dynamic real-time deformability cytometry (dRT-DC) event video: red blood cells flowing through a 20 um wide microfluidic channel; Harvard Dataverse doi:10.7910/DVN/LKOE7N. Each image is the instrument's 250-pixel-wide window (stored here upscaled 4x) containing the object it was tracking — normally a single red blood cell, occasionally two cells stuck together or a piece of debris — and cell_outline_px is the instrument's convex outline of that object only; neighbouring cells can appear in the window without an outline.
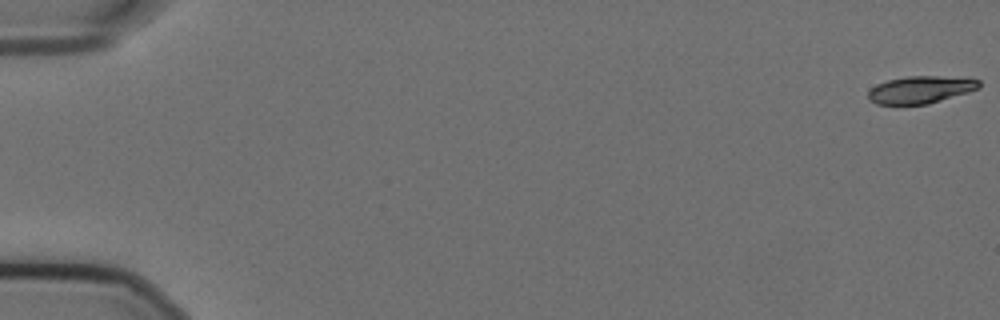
{"species": "Egyptian fruit bat (a non-hibernating species)", "species_latin": "Rousettus aegyptiacus", "temperature_condition": "cold", "stored_images_in_passage": 58, "camera_frame_rate_fps": 3000, "um_per_image_px": 0.085, "animal": {"sex": "female"}, "frame": {"image": 1, "passage_image": 1, "time_ms": 0.0, "image_size_px": [1000, 320], "cell_outline_px": [[980, 88], [968, 92], [928, 104], [876, 104], [868, 100], [868, 92], [876, 84], [888, 80], [908, 76], [940, 76], [980, 80]], "centroid_in_image_um": [78.22, 7.62], "position_along_channel_um": 6.8, "area_um2": 17.51}}
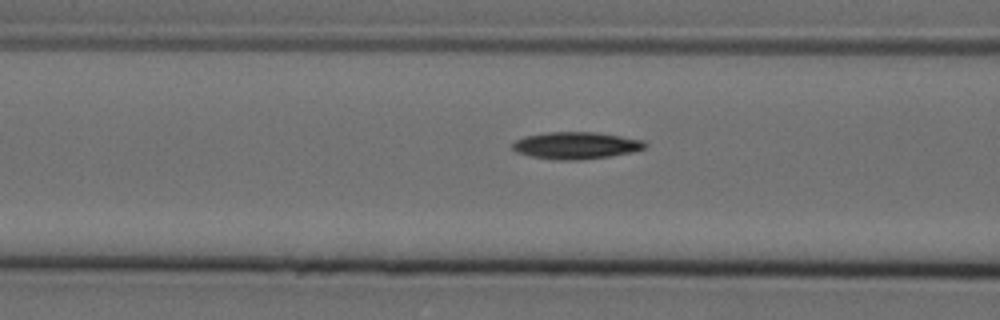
{"frame": {"image": 2, "passage_image": 24, "time_ms": 7.667, "image_size_px": [1000, 320], "cell_outline_px": [[648, 144], [644, 148], [632, 152], [608, 156], [580, 160], [556, 160], [532, 156], [516, 152], [512, 148], [512, 144], [516, 140], [524, 136], [548, 132], [596, 132], [644, 140]], "centroid_in_image_um": [48.95, 12.36], "position_along_channel_um": 117.6, "area_um2": 20.81}}
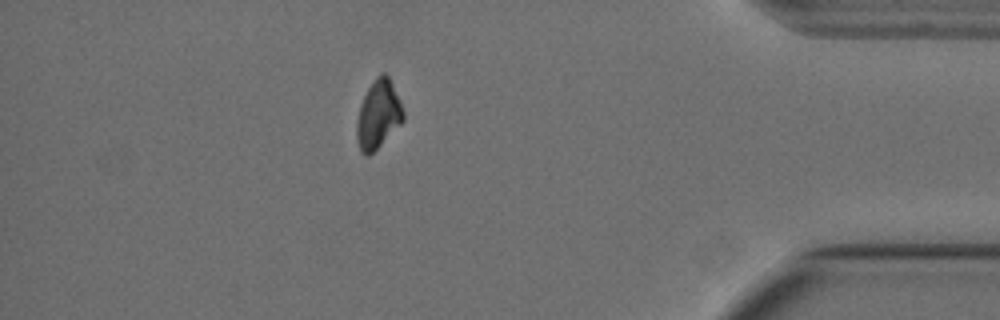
{"frame": {"image": 3, "passage_image": 51, "time_ms": 16.667, "image_size_px": [1000, 320], "cell_outline_px": [[404, 120], [368, 156], [364, 156], [360, 152], [356, 140], [356, 120], [360, 104], [368, 88], [376, 76], [380, 72], [384, 72], [388, 76], [400, 100], [404, 112]], "centroid_in_image_um": [32.12, 9.73], "position_along_channel_um": 403.1, "area_um2": 18.5}, "authors_computed_cell_mechanics": {"area_um2": 19.4786, "velocity_mm_per_s": 3.5838, "shape_relaxation_time_tau1_ms": 5.9424, "shape_relaxation_time_tau2_ms": null, "deformation_change_tau1": 0.1665, "deformation_change_tau2": null}}